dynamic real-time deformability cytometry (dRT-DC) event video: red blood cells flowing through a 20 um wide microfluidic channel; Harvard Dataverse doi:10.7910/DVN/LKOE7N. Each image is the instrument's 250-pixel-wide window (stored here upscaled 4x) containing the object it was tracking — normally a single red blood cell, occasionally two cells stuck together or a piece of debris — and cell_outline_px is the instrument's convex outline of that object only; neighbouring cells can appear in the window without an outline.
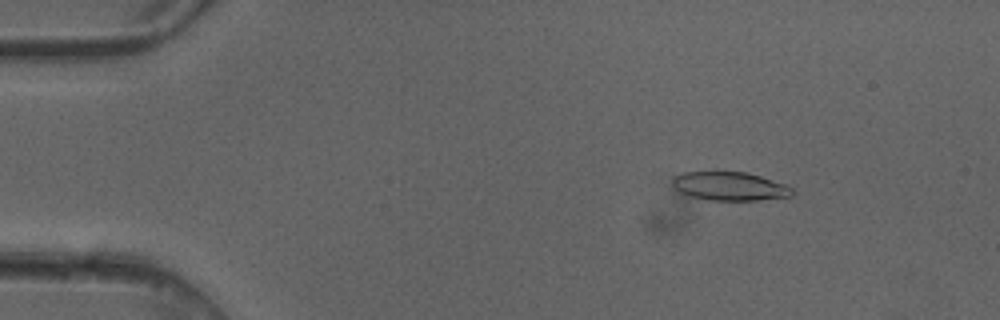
{"species": "common noctule bat (a hibernating species)", "species_latin": "Nyctalus noctula", "temperature_condition": "cold", "stored_images_in_passage": 4, "camera_frame_rate_fps": 3000, "um_per_image_px": 0.085, "animal": {"sex": "female"}, "frame": {"image": 1, "passage_image": 2, "time_ms": 0.333, "image_size_px": [1000, 320], "cell_outline_px": [[792, 196], [756, 200], [712, 200], [692, 196], [680, 192], [672, 184], [672, 180], [676, 176], [684, 172], [716, 168], [744, 172], [760, 176], [788, 184], [792, 188]], "centroid_in_image_um": [62.01, 15.77], "position_along_channel_um": 23.0, "area_um2": 20.58}}